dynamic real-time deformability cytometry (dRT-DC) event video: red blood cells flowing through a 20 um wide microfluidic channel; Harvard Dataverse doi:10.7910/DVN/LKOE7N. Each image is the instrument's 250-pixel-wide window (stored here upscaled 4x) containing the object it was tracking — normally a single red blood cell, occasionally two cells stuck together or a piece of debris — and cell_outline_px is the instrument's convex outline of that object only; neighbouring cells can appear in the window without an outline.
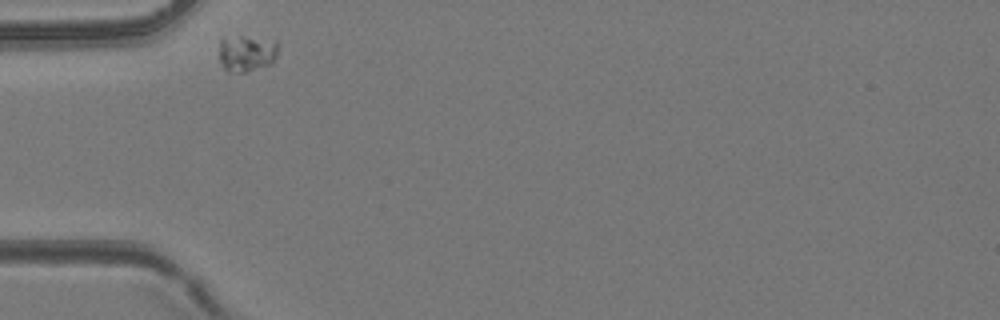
{"species": "common noctule bat (a hibernating species)", "species_latin": "Nyctalus noctula", "temperature_condition": "room temperature", "stored_images_in_passage": 2, "camera_frame_rate_fps": 3000, "um_per_image_px": 0.085, "animal": {"sex": "female", "body_mass_g": 24.6, "forearm_length_mm": 56.2}, "frame": {"image": 1, "passage_image": 1, "time_ms": 0.0, "image_size_px": [1000, 320], "cell_outline_px": [[280, 44], [276, 56], [272, 64], [248, 72], [228, 72], [224, 68], [220, 60], [220, 36], [244, 36], [276, 40]], "centroid_in_image_um": [20.99, 4.51], "position_along_channel_um": 64.0, "area_um2": 13.01}}
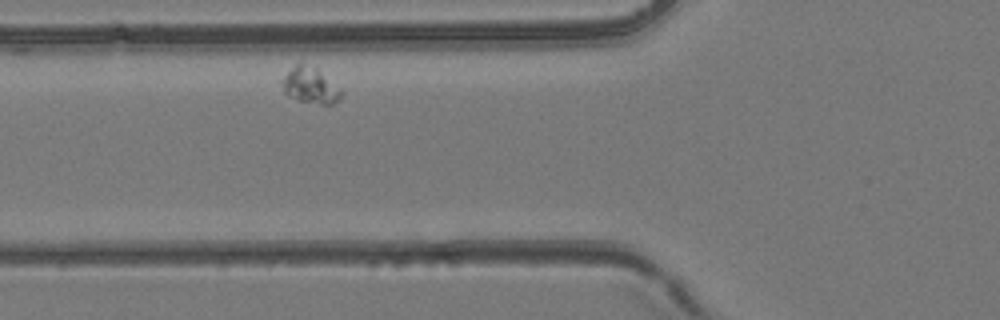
{"frame": {"image": 2, "passage_image": 2, "time_ms": 1.0, "image_size_px": [1000, 320], "cell_outline_px": [[344, 92], [332, 104], [320, 104], [296, 100], [288, 96], [284, 92], [276, 80], [300, 60], [340, 88]], "centroid_in_image_um": [26.22, 7.26], "position_along_channel_um": 99.6, "area_um2": 12.43}}